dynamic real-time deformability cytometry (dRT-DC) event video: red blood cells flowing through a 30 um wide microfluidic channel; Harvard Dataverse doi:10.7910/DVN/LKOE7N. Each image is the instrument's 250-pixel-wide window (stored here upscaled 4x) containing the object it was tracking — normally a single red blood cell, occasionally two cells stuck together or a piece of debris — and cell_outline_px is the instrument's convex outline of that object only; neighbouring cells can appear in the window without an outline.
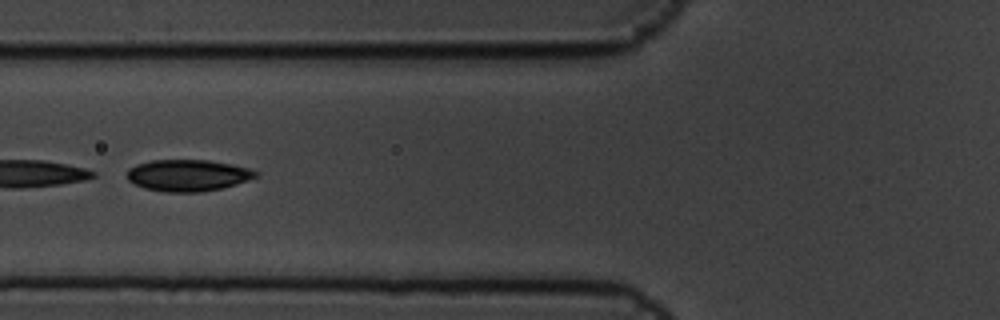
{"species": "common noctule bat (a hibernating species)", "species_latin": "Nyctalus noctula", "temperature_condition": "cold", "stored_images_in_passage": 10, "camera_frame_rate_fps": 3000, "um_per_image_px": 0.085, "animal": {"sex": "male", "body_mass_g": 19.5, "forearm_length_mm": 54.6}, "frame": {"image": 1, "passage_image": 5, "time_ms": 1.333, "image_size_px": [1000, 320], "cell_outline_px": [[260, 176], [236, 184], [220, 188], [200, 192], [164, 192], [144, 188], [128, 180], [128, 168], [136, 164], [152, 160], [208, 160], [232, 164], [248, 168], [260, 172]], "centroid_in_image_um": [15.99, 14.9], "position_along_channel_um": 109.8, "area_um2": 23.76}}
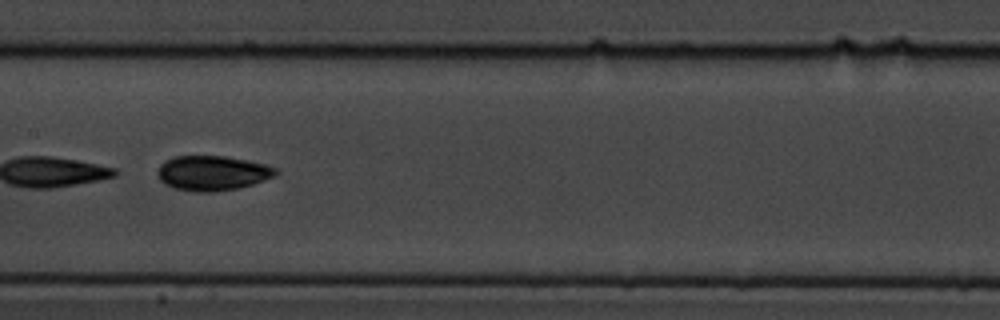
{"frame": {"image": 2, "passage_image": 7, "time_ms": 2.0, "image_size_px": [1000, 320], "cell_outline_px": [[280, 172], [276, 176], [252, 184], [236, 188], [212, 192], [196, 192], [176, 188], [164, 184], [160, 180], [156, 172], [160, 164], [164, 160], [172, 156], [224, 156], [248, 160], [264, 164], [276, 168]], "centroid_in_image_um": [18.04, 14.7], "position_along_channel_um": 189.4, "area_um2": 24.1}}
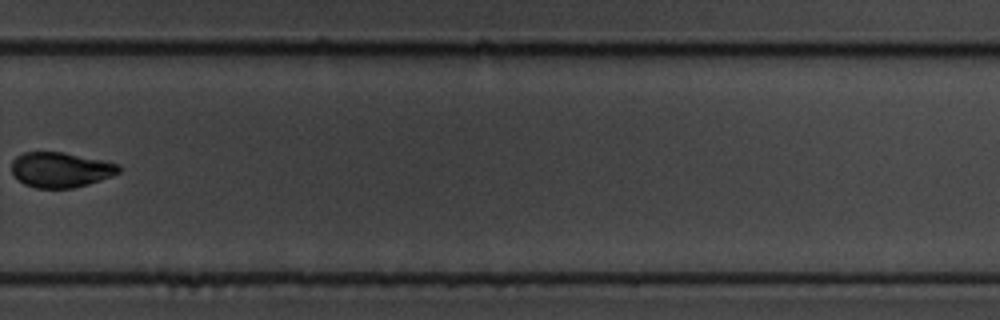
{"frame": {"image": 3, "passage_image": 10, "time_ms": 3.0, "image_size_px": [1000, 320], "cell_outline_px": [[120, 172], [112, 176], [88, 184], [72, 188], [36, 188], [24, 184], [12, 172], [12, 160], [16, 156], [24, 152], [64, 152], [120, 164]], "centroid_in_image_um": [5.16, 14.42], "position_along_channel_um": 324.6, "area_um2": 21.91}}